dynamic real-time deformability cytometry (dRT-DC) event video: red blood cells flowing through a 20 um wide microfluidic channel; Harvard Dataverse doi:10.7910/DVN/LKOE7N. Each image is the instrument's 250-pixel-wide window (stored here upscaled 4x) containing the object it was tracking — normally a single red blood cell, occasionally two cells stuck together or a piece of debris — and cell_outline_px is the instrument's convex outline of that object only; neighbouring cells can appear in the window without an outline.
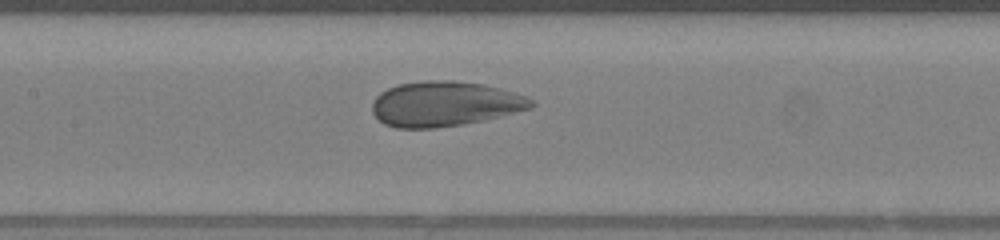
{"species": "human", "species_latin": "Homo sapiens", "temperature_condition": "warm", "stored_images_in_passage": 47, "camera_frame_rate_fps": 3000, "um_per_image_px": 0.085, "donor": {"sex": "female"}, "frame": {"image": 1, "passage_image": 21, "time_ms": 6.667, "image_size_px": [1000, 240], "cell_outline_px": [[536, 104], [532, 108], [484, 120], [436, 128], [396, 128], [384, 124], [372, 112], [372, 104], [376, 96], [380, 92], [388, 88], [400, 84], [424, 80], [452, 80], [484, 84], [500, 88], [524, 96], [532, 100]], "centroid_in_image_um": [37.79, 8.82], "position_along_channel_um": 169.6, "area_um2": 41.62}}